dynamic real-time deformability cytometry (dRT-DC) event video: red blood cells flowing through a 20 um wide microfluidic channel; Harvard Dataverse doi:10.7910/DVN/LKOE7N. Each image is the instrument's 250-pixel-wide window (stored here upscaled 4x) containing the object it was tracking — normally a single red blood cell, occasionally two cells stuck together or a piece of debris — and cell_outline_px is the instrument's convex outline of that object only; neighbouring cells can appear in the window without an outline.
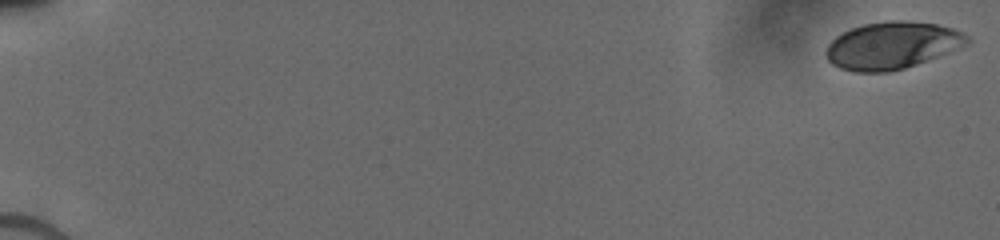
{"species": "human", "species_latin": "Homo sapiens", "temperature_condition": "cold", "stored_images_in_passage": 12, "camera_frame_rate_fps": 3000, "um_per_image_px": 0.085, "donor": {"sex": "male"}, "frame": {"image": 1, "passage_image": 1, "time_ms": 0.0, "image_size_px": [1000, 240], "cell_outline_px": [[972, 40], [968, 44], [916, 64], [904, 68], [888, 72], [856, 72], [840, 68], [832, 64], [828, 60], [824, 52], [828, 44], [836, 36], [852, 28], [864, 24], [888, 20], [904, 20], [936, 24], [952, 28], [964, 32]], "centroid_in_image_um": [75.82, 3.85], "position_along_channel_um": 9.2, "area_um2": 38.73}}
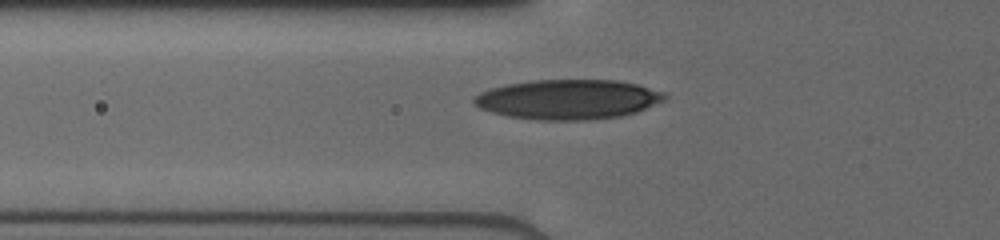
{"frame": {"image": 2, "passage_image": 10, "time_ms": 6.667, "image_size_px": [1000, 240], "cell_outline_px": [[668, 96], [664, 100], [636, 112], [620, 116], [588, 120], [536, 120], [508, 116], [492, 112], [480, 108], [472, 100], [472, 96], [480, 92], [492, 88], [508, 84], [532, 80], [620, 80], [636, 84], [664, 92]], "centroid_in_image_um": [48.28, 8.45], "position_along_channel_um": 77.5, "area_um2": 44.16}}
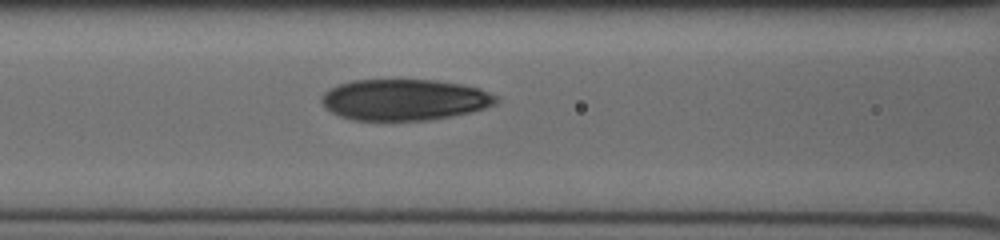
{"frame": {"image": 3, "passage_image": 12, "time_ms": 8.0, "image_size_px": [1000, 240], "cell_outline_px": [[500, 100], [496, 104], [472, 112], [452, 116], [428, 120], [352, 120], [340, 116], [324, 108], [320, 100], [320, 96], [324, 92], [340, 84], [352, 80], [436, 80], [460, 84], [480, 88], [496, 96]], "centroid_in_image_um": [34.37, 8.48], "position_along_channel_um": 132.2, "area_um2": 42.02}}